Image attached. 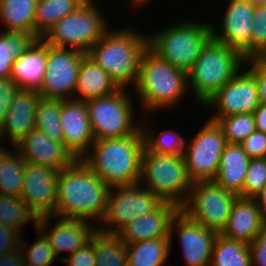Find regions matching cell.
Segmentation results:
<instances>
[{
  "label": "cell",
  "instance_id": "obj_1",
  "mask_svg": "<svg viewBox=\"0 0 266 266\" xmlns=\"http://www.w3.org/2000/svg\"><path fill=\"white\" fill-rule=\"evenodd\" d=\"M110 188L81 159H76L59 171L53 216L101 222Z\"/></svg>",
  "mask_w": 266,
  "mask_h": 266
},
{
  "label": "cell",
  "instance_id": "obj_2",
  "mask_svg": "<svg viewBox=\"0 0 266 266\" xmlns=\"http://www.w3.org/2000/svg\"><path fill=\"white\" fill-rule=\"evenodd\" d=\"M91 147L81 160L108 186L139 183L145 148L142 128L133 135L94 140Z\"/></svg>",
  "mask_w": 266,
  "mask_h": 266
},
{
  "label": "cell",
  "instance_id": "obj_3",
  "mask_svg": "<svg viewBox=\"0 0 266 266\" xmlns=\"http://www.w3.org/2000/svg\"><path fill=\"white\" fill-rule=\"evenodd\" d=\"M135 31V32H134ZM133 28L107 30L87 53L119 88L135 87L139 64L148 48V36Z\"/></svg>",
  "mask_w": 266,
  "mask_h": 266
},
{
  "label": "cell",
  "instance_id": "obj_4",
  "mask_svg": "<svg viewBox=\"0 0 266 266\" xmlns=\"http://www.w3.org/2000/svg\"><path fill=\"white\" fill-rule=\"evenodd\" d=\"M188 89L185 71L163 60L149 47L144 51L135 85L143 111L153 113L157 109L174 108Z\"/></svg>",
  "mask_w": 266,
  "mask_h": 266
},
{
  "label": "cell",
  "instance_id": "obj_5",
  "mask_svg": "<svg viewBox=\"0 0 266 266\" xmlns=\"http://www.w3.org/2000/svg\"><path fill=\"white\" fill-rule=\"evenodd\" d=\"M246 59L236 49L211 38L187 73L188 87L199 104L231 80L245 65Z\"/></svg>",
  "mask_w": 266,
  "mask_h": 266
},
{
  "label": "cell",
  "instance_id": "obj_6",
  "mask_svg": "<svg viewBox=\"0 0 266 266\" xmlns=\"http://www.w3.org/2000/svg\"><path fill=\"white\" fill-rule=\"evenodd\" d=\"M148 36V47L175 68L188 73L212 38L211 24L182 21Z\"/></svg>",
  "mask_w": 266,
  "mask_h": 266
},
{
  "label": "cell",
  "instance_id": "obj_7",
  "mask_svg": "<svg viewBox=\"0 0 266 266\" xmlns=\"http://www.w3.org/2000/svg\"><path fill=\"white\" fill-rule=\"evenodd\" d=\"M139 183L163 201L181 207L193 182L188 178L184 156L160 155L144 148Z\"/></svg>",
  "mask_w": 266,
  "mask_h": 266
},
{
  "label": "cell",
  "instance_id": "obj_8",
  "mask_svg": "<svg viewBox=\"0 0 266 266\" xmlns=\"http://www.w3.org/2000/svg\"><path fill=\"white\" fill-rule=\"evenodd\" d=\"M98 8L96 3L84 2L76 11L56 22L42 39L54 47L75 49L87 54L109 29L107 19Z\"/></svg>",
  "mask_w": 266,
  "mask_h": 266
},
{
  "label": "cell",
  "instance_id": "obj_9",
  "mask_svg": "<svg viewBox=\"0 0 266 266\" xmlns=\"http://www.w3.org/2000/svg\"><path fill=\"white\" fill-rule=\"evenodd\" d=\"M128 94L120 88L113 94L85 101L94 140L125 137L144 128L134 125L133 100Z\"/></svg>",
  "mask_w": 266,
  "mask_h": 266
},
{
  "label": "cell",
  "instance_id": "obj_10",
  "mask_svg": "<svg viewBox=\"0 0 266 266\" xmlns=\"http://www.w3.org/2000/svg\"><path fill=\"white\" fill-rule=\"evenodd\" d=\"M237 197V194L214 181H197L192 183L187 200L180 210L200 225L222 233Z\"/></svg>",
  "mask_w": 266,
  "mask_h": 266
},
{
  "label": "cell",
  "instance_id": "obj_11",
  "mask_svg": "<svg viewBox=\"0 0 266 266\" xmlns=\"http://www.w3.org/2000/svg\"><path fill=\"white\" fill-rule=\"evenodd\" d=\"M164 202L140 183L112 186L107 199L106 212L100 222L103 226L97 228L107 233H117L135 218L152 213Z\"/></svg>",
  "mask_w": 266,
  "mask_h": 266
},
{
  "label": "cell",
  "instance_id": "obj_12",
  "mask_svg": "<svg viewBox=\"0 0 266 266\" xmlns=\"http://www.w3.org/2000/svg\"><path fill=\"white\" fill-rule=\"evenodd\" d=\"M226 144L222 129L209 119L187 144L184 159L188 178L192 182L213 181Z\"/></svg>",
  "mask_w": 266,
  "mask_h": 266
},
{
  "label": "cell",
  "instance_id": "obj_13",
  "mask_svg": "<svg viewBox=\"0 0 266 266\" xmlns=\"http://www.w3.org/2000/svg\"><path fill=\"white\" fill-rule=\"evenodd\" d=\"M84 55L85 53L75 49L48 44L46 72L43 84L38 90L39 95L52 99L73 98L78 69Z\"/></svg>",
  "mask_w": 266,
  "mask_h": 266
},
{
  "label": "cell",
  "instance_id": "obj_14",
  "mask_svg": "<svg viewBox=\"0 0 266 266\" xmlns=\"http://www.w3.org/2000/svg\"><path fill=\"white\" fill-rule=\"evenodd\" d=\"M241 69L221 89L212 95L205 103V107L217 108L210 120L240 113H253L259 106L258 85L255 77L247 70Z\"/></svg>",
  "mask_w": 266,
  "mask_h": 266
},
{
  "label": "cell",
  "instance_id": "obj_15",
  "mask_svg": "<svg viewBox=\"0 0 266 266\" xmlns=\"http://www.w3.org/2000/svg\"><path fill=\"white\" fill-rule=\"evenodd\" d=\"M176 228V230H174ZM176 231L187 266H210L217 232L200 225L181 210L174 216L170 227V241Z\"/></svg>",
  "mask_w": 266,
  "mask_h": 266
},
{
  "label": "cell",
  "instance_id": "obj_16",
  "mask_svg": "<svg viewBox=\"0 0 266 266\" xmlns=\"http://www.w3.org/2000/svg\"><path fill=\"white\" fill-rule=\"evenodd\" d=\"M59 171L44 165L25 164L21 196L38 218L53 215Z\"/></svg>",
  "mask_w": 266,
  "mask_h": 266
},
{
  "label": "cell",
  "instance_id": "obj_17",
  "mask_svg": "<svg viewBox=\"0 0 266 266\" xmlns=\"http://www.w3.org/2000/svg\"><path fill=\"white\" fill-rule=\"evenodd\" d=\"M254 9L255 6L246 0H229L223 20L220 22L222 31L218 34L211 24L212 38L238 50L246 60L250 59Z\"/></svg>",
  "mask_w": 266,
  "mask_h": 266
},
{
  "label": "cell",
  "instance_id": "obj_18",
  "mask_svg": "<svg viewBox=\"0 0 266 266\" xmlns=\"http://www.w3.org/2000/svg\"><path fill=\"white\" fill-rule=\"evenodd\" d=\"M60 123L66 149L75 159H82L94 142L85 101L61 99Z\"/></svg>",
  "mask_w": 266,
  "mask_h": 266
},
{
  "label": "cell",
  "instance_id": "obj_19",
  "mask_svg": "<svg viewBox=\"0 0 266 266\" xmlns=\"http://www.w3.org/2000/svg\"><path fill=\"white\" fill-rule=\"evenodd\" d=\"M51 218H58V222L52 225L50 230L48 225L51 223ZM90 223L79 219L48 215L38 219L36 228L46 236L55 255L60 259L58 256L60 252L70 255L90 241L93 232L97 229Z\"/></svg>",
  "mask_w": 266,
  "mask_h": 266
},
{
  "label": "cell",
  "instance_id": "obj_20",
  "mask_svg": "<svg viewBox=\"0 0 266 266\" xmlns=\"http://www.w3.org/2000/svg\"><path fill=\"white\" fill-rule=\"evenodd\" d=\"M26 163L44 165L61 171L76 159L61 142L50 139L39 129H31L14 146Z\"/></svg>",
  "mask_w": 266,
  "mask_h": 266
},
{
  "label": "cell",
  "instance_id": "obj_21",
  "mask_svg": "<svg viewBox=\"0 0 266 266\" xmlns=\"http://www.w3.org/2000/svg\"><path fill=\"white\" fill-rule=\"evenodd\" d=\"M179 210L178 205L164 202L152 213L135 218L116 234L125 244L170 237L171 222Z\"/></svg>",
  "mask_w": 266,
  "mask_h": 266
},
{
  "label": "cell",
  "instance_id": "obj_22",
  "mask_svg": "<svg viewBox=\"0 0 266 266\" xmlns=\"http://www.w3.org/2000/svg\"><path fill=\"white\" fill-rule=\"evenodd\" d=\"M41 96L38 90L20 89L15 95L9 112L0 126V139L8 136L13 147L35 128V114Z\"/></svg>",
  "mask_w": 266,
  "mask_h": 266
},
{
  "label": "cell",
  "instance_id": "obj_23",
  "mask_svg": "<svg viewBox=\"0 0 266 266\" xmlns=\"http://www.w3.org/2000/svg\"><path fill=\"white\" fill-rule=\"evenodd\" d=\"M266 227V218L254 198L237 197L222 235L251 244Z\"/></svg>",
  "mask_w": 266,
  "mask_h": 266
},
{
  "label": "cell",
  "instance_id": "obj_24",
  "mask_svg": "<svg viewBox=\"0 0 266 266\" xmlns=\"http://www.w3.org/2000/svg\"><path fill=\"white\" fill-rule=\"evenodd\" d=\"M48 44L35 39L23 54L14 59L10 76L20 89L39 90L43 84Z\"/></svg>",
  "mask_w": 266,
  "mask_h": 266
},
{
  "label": "cell",
  "instance_id": "obj_25",
  "mask_svg": "<svg viewBox=\"0 0 266 266\" xmlns=\"http://www.w3.org/2000/svg\"><path fill=\"white\" fill-rule=\"evenodd\" d=\"M119 89L109 74L88 54L82 57L74 90V99L87 101L113 94Z\"/></svg>",
  "mask_w": 266,
  "mask_h": 266
},
{
  "label": "cell",
  "instance_id": "obj_26",
  "mask_svg": "<svg viewBox=\"0 0 266 266\" xmlns=\"http://www.w3.org/2000/svg\"><path fill=\"white\" fill-rule=\"evenodd\" d=\"M250 157L240 144H226L221 155L218 173L213 180L217 185L237 195L242 192Z\"/></svg>",
  "mask_w": 266,
  "mask_h": 266
},
{
  "label": "cell",
  "instance_id": "obj_27",
  "mask_svg": "<svg viewBox=\"0 0 266 266\" xmlns=\"http://www.w3.org/2000/svg\"><path fill=\"white\" fill-rule=\"evenodd\" d=\"M37 2L38 0H0V22L6 26L4 32L34 36Z\"/></svg>",
  "mask_w": 266,
  "mask_h": 266
},
{
  "label": "cell",
  "instance_id": "obj_28",
  "mask_svg": "<svg viewBox=\"0 0 266 266\" xmlns=\"http://www.w3.org/2000/svg\"><path fill=\"white\" fill-rule=\"evenodd\" d=\"M171 244L170 237L126 244L127 266H165Z\"/></svg>",
  "mask_w": 266,
  "mask_h": 266
},
{
  "label": "cell",
  "instance_id": "obj_29",
  "mask_svg": "<svg viewBox=\"0 0 266 266\" xmlns=\"http://www.w3.org/2000/svg\"><path fill=\"white\" fill-rule=\"evenodd\" d=\"M4 147L0 150V195L20 197L26 162L20 152Z\"/></svg>",
  "mask_w": 266,
  "mask_h": 266
},
{
  "label": "cell",
  "instance_id": "obj_30",
  "mask_svg": "<svg viewBox=\"0 0 266 266\" xmlns=\"http://www.w3.org/2000/svg\"><path fill=\"white\" fill-rule=\"evenodd\" d=\"M83 3L84 0H38L34 37L42 38L56 22L76 11Z\"/></svg>",
  "mask_w": 266,
  "mask_h": 266
},
{
  "label": "cell",
  "instance_id": "obj_31",
  "mask_svg": "<svg viewBox=\"0 0 266 266\" xmlns=\"http://www.w3.org/2000/svg\"><path fill=\"white\" fill-rule=\"evenodd\" d=\"M210 266H251L249 244L218 233L212 249Z\"/></svg>",
  "mask_w": 266,
  "mask_h": 266
},
{
  "label": "cell",
  "instance_id": "obj_32",
  "mask_svg": "<svg viewBox=\"0 0 266 266\" xmlns=\"http://www.w3.org/2000/svg\"><path fill=\"white\" fill-rule=\"evenodd\" d=\"M92 235L96 266H127L126 244L116 233H107L97 228Z\"/></svg>",
  "mask_w": 266,
  "mask_h": 266
},
{
  "label": "cell",
  "instance_id": "obj_33",
  "mask_svg": "<svg viewBox=\"0 0 266 266\" xmlns=\"http://www.w3.org/2000/svg\"><path fill=\"white\" fill-rule=\"evenodd\" d=\"M38 219L22 197L0 195L1 226L14 228L21 232V228H24L26 223L33 221L37 226Z\"/></svg>",
  "mask_w": 266,
  "mask_h": 266
},
{
  "label": "cell",
  "instance_id": "obj_34",
  "mask_svg": "<svg viewBox=\"0 0 266 266\" xmlns=\"http://www.w3.org/2000/svg\"><path fill=\"white\" fill-rule=\"evenodd\" d=\"M61 99L40 98L35 114V128L50 139L63 143L60 123Z\"/></svg>",
  "mask_w": 266,
  "mask_h": 266
},
{
  "label": "cell",
  "instance_id": "obj_35",
  "mask_svg": "<svg viewBox=\"0 0 266 266\" xmlns=\"http://www.w3.org/2000/svg\"><path fill=\"white\" fill-rule=\"evenodd\" d=\"M35 39L28 33H0V78L10 76L14 59L23 54Z\"/></svg>",
  "mask_w": 266,
  "mask_h": 266
},
{
  "label": "cell",
  "instance_id": "obj_36",
  "mask_svg": "<svg viewBox=\"0 0 266 266\" xmlns=\"http://www.w3.org/2000/svg\"><path fill=\"white\" fill-rule=\"evenodd\" d=\"M149 130V131H148ZM145 148L153 153L160 155H181L184 156L187 141L185 137L174 130H166L157 133V136L150 129H143Z\"/></svg>",
  "mask_w": 266,
  "mask_h": 266
},
{
  "label": "cell",
  "instance_id": "obj_37",
  "mask_svg": "<svg viewBox=\"0 0 266 266\" xmlns=\"http://www.w3.org/2000/svg\"><path fill=\"white\" fill-rule=\"evenodd\" d=\"M215 122L222 129L228 144H240L256 131L253 113H240L219 117Z\"/></svg>",
  "mask_w": 266,
  "mask_h": 266
},
{
  "label": "cell",
  "instance_id": "obj_38",
  "mask_svg": "<svg viewBox=\"0 0 266 266\" xmlns=\"http://www.w3.org/2000/svg\"><path fill=\"white\" fill-rule=\"evenodd\" d=\"M36 229L39 239H36L34 244L30 245L29 248L26 242L21 239L20 249L24 253V262L31 266H51L57 256L46 236L38 228Z\"/></svg>",
  "mask_w": 266,
  "mask_h": 266
},
{
  "label": "cell",
  "instance_id": "obj_39",
  "mask_svg": "<svg viewBox=\"0 0 266 266\" xmlns=\"http://www.w3.org/2000/svg\"><path fill=\"white\" fill-rule=\"evenodd\" d=\"M266 185V158L250 159L241 198H254Z\"/></svg>",
  "mask_w": 266,
  "mask_h": 266
},
{
  "label": "cell",
  "instance_id": "obj_40",
  "mask_svg": "<svg viewBox=\"0 0 266 266\" xmlns=\"http://www.w3.org/2000/svg\"><path fill=\"white\" fill-rule=\"evenodd\" d=\"M266 52V4L255 6L252 35L250 38V59L259 58Z\"/></svg>",
  "mask_w": 266,
  "mask_h": 266
},
{
  "label": "cell",
  "instance_id": "obj_41",
  "mask_svg": "<svg viewBox=\"0 0 266 266\" xmlns=\"http://www.w3.org/2000/svg\"><path fill=\"white\" fill-rule=\"evenodd\" d=\"M60 260L67 266H96V258L94 251V236L83 247L78 248L66 258L60 256Z\"/></svg>",
  "mask_w": 266,
  "mask_h": 266
},
{
  "label": "cell",
  "instance_id": "obj_42",
  "mask_svg": "<svg viewBox=\"0 0 266 266\" xmlns=\"http://www.w3.org/2000/svg\"><path fill=\"white\" fill-rule=\"evenodd\" d=\"M19 90V86L11 77L0 78V126L3 124L10 105Z\"/></svg>",
  "mask_w": 266,
  "mask_h": 266
},
{
  "label": "cell",
  "instance_id": "obj_43",
  "mask_svg": "<svg viewBox=\"0 0 266 266\" xmlns=\"http://www.w3.org/2000/svg\"><path fill=\"white\" fill-rule=\"evenodd\" d=\"M240 145L250 159L266 158V133L254 131Z\"/></svg>",
  "mask_w": 266,
  "mask_h": 266
},
{
  "label": "cell",
  "instance_id": "obj_44",
  "mask_svg": "<svg viewBox=\"0 0 266 266\" xmlns=\"http://www.w3.org/2000/svg\"><path fill=\"white\" fill-rule=\"evenodd\" d=\"M247 69L256 79L260 104L266 105V65L259 58L247 59Z\"/></svg>",
  "mask_w": 266,
  "mask_h": 266
},
{
  "label": "cell",
  "instance_id": "obj_45",
  "mask_svg": "<svg viewBox=\"0 0 266 266\" xmlns=\"http://www.w3.org/2000/svg\"><path fill=\"white\" fill-rule=\"evenodd\" d=\"M21 232L14 228L0 225V255L20 248Z\"/></svg>",
  "mask_w": 266,
  "mask_h": 266
},
{
  "label": "cell",
  "instance_id": "obj_46",
  "mask_svg": "<svg viewBox=\"0 0 266 266\" xmlns=\"http://www.w3.org/2000/svg\"><path fill=\"white\" fill-rule=\"evenodd\" d=\"M249 246L251 266H266V227Z\"/></svg>",
  "mask_w": 266,
  "mask_h": 266
},
{
  "label": "cell",
  "instance_id": "obj_47",
  "mask_svg": "<svg viewBox=\"0 0 266 266\" xmlns=\"http://www.w3.org/2000/svg\"><path fill=\"white\" fill-rule=\"evenodd\" d=\"M24 258L21 249L0 255V266H24Z\"/></svg>",
  "mask_w": 266,
  "mask_h": 266
},
{
  "label": "cell",
  "instance_id": "obj_48",
  "mask_svg": "<svg viewBox=\"0 0 266 266\" xmlns=\"http://www.w3.org/2000/svg\"><path fill=\"white\" fill-rule=\"evenodd\" d=\"M256 130L266 133V105L259 104L253 112Z\"/></svg>",
  "mask_w": 266,
  "mask_h": 266
},
{
  "label": "cell",
  "instance_id": "obj_49",
  "mask_svg": "<svg viewBox=\"0 0 266 266\" xmlns=\"http://www.w3.org/2000/svg\"><path fill=\"white\" fill-rule=\"evenodd\" d=\"M257 205L260 207L263 216L266 218V185L261 189V191L254 197Z\"/></svg>",
  "mask_w": 266,
  "mask_h": 266
},
{
  "label": "cell",
  "instance_id": "obj_50",
  "mask_svg": "<svg viewBox=\"0 0 266 266\" xmlns=\"http://www.w3.org/2000/svg\"><path fill=\"white\" fill-rule=\"evenodd\" d=\"M246 1L250 2L254 6H260L266 4V0H246Z\"/></svg>",
  "mask_w": 266,
  "mask_h": 266
},
{
  "label": "cell",
  "instance_id": "obj_51",
  "mask_svg": "<svg viewBox=\"0 0 266 266\" xmlns=\"http://www.w3.org/2000/svg\"><path fill=\"white\" fill-rule=\"evenodd\" d=\"M133 2V4H134V6H139V5H143V3H146L147 1H149V0H132Z\"/></svg>",
  "mask_w": 266,
  "mask_h": 266
},
{
  "label": "cell",
  "instance_id": "obj_52",
  "mask_svg": "<svg viewBox=\"0 0 266 266\" xmlns=\"http://www.w3.org/2000/svg\"><path fill=\"white\" fill-rule=\"evenodd\" d=\"M259 59L266 65V52Z\"/></svg>",
  "mask_w": 266,
  "mask_h": 266
},
{
  "label": "cell",
  "instance_id": "obj_53",
  "mask_svg": "<svg viewBox=\"0 0 266 266\" xmlns=\"http://www.w3.org/2000/svg\"><path fill=\"white\" fill-rule=\"evenodd\" d=\"M96 0H84V2H87V3H96L95 2ZM132 2V0H130Z\"/></svg>",
  "mask_w": 266,
  "mask_h": 266
}]
</instances>
